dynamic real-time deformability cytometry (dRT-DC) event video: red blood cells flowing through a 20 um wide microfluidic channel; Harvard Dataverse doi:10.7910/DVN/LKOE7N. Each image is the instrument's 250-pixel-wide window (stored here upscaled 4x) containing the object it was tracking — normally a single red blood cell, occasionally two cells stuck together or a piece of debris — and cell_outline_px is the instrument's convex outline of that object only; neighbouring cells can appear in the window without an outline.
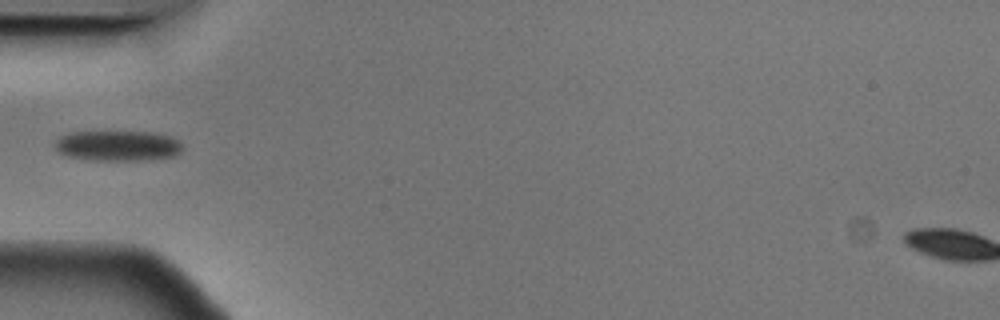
{"species": "Egyptian fruit bat (a non-hibernating species)", "species_latin": "Rousettus aegyptiacus", "temperature_condition": "cold", "stored_images_in_passage": 3, "camera_frame_rate_fps": 3000, "um_per_image_px": 0.085, "animal": {"sex": "male"}, "frame": {"image": 1, "passage_image": 1, "time_ms": 0.0, "image_size_px": [1000, 320], "cell_outline_px": [[184, 148], [180, 152], [172, 156], [148, 160], [92, 160], [68, 156], [60, 152], [56, 148], [56, 140], [60, 136], [72, 132], [152, 132], [172, 136], [184, 144]], "centroid_in_image_um": [10.07, 12.38], "position_along_channel_um": 74.9, "area_um2": 22.6}}